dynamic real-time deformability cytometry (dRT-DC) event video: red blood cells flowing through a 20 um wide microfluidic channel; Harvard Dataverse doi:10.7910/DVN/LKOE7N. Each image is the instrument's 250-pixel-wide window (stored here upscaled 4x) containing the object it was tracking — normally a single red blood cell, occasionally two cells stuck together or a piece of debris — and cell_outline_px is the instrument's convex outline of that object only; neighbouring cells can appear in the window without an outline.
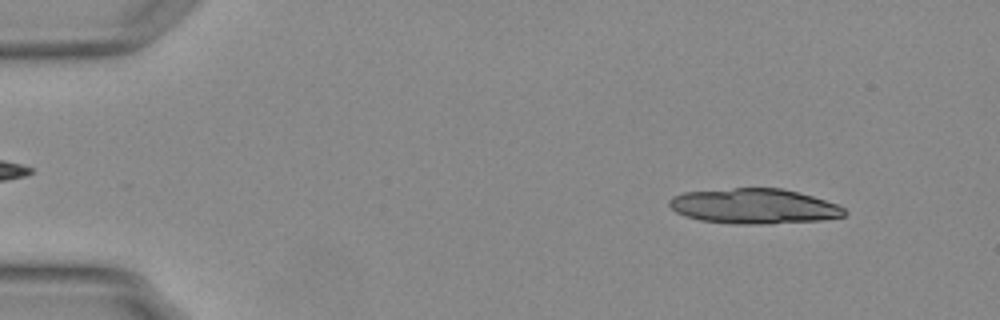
{"species": "Egyptian fruit bat (a non-hibernating species)", "species_latin": "Rousettus aegyptiacus", "temperature_condition": "warm", "stored_images_in_passage": 34, "camera_frame_rate_fps": 3000, "um_per_image_px": 0.085, "animal": {"sex": "female"}, "frame": {"image": 1, "passage_image": 6, "time_ms": 1.667, "image_size_px": [1000, 320], "cell_outline_px": [[848, 212], [844, 216], [820, 220], [768, 224], [736, 224], [700, 220], [684, 216], [676, 212], [668, 204], [668, 200], [672, 196], [684, 192], [732, 188], [780, 188], [812, 196], [836, 204], [844, 208]], "centroid_in_image_um": [64.06, 17.53], "position_along_channel_um": 20.9, "area_um2": 35.84}}
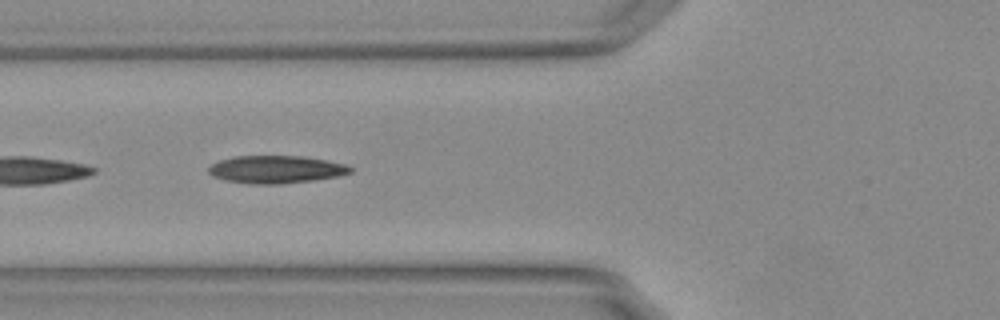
{"frame": {"image": 2, "passage_image": 21, "time_ms": 6.667, "image_size_px": [1000, 320], "cell_outline_px": [[352, 172], [336, 176], [312, 180], [280, 184], [248, 184], [228, 180], [216, 176], [208, 172], [208, 168], [212, 164], [220, 160], [232, 156], [304, 156], [344, 164], [352, 168]], "centroid_in_image_um": [23.44, 14.39], "position_along_channel_um": 102.4, "area_um2": 22.54}}